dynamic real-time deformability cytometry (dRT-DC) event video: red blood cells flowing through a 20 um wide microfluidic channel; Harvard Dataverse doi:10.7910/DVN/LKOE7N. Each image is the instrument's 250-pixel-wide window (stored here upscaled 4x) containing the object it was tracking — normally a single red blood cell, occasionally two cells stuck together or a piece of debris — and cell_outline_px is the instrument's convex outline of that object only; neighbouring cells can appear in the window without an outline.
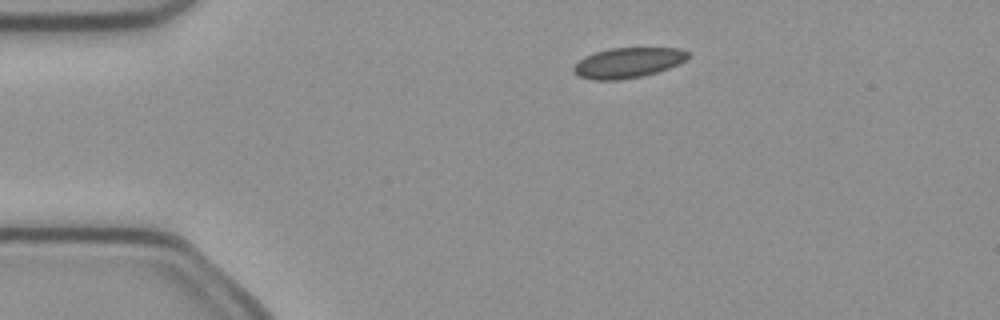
{"species": "common noctule bat (a hibernating species)", "species_latin": "Nyctalus noctula", "temperature_condition": "cold", "stored_images_in_passage": 5, "camera_frame_rate_fps": 3000, "um_per_image_px": 0.085, "animal": {"sex": "female", "body_mass_g": 21.9}, "frame": {"image": 1, "passage_image": 3, "time_ms": 0.667, "image_size_px": [1000, 320], "cell_outline_px": [[692, 56], [668, 68], [656, 72], [640, 76], [616, 80], [592, 80], [580, 76], [572, 72], [572, 68], [584, 56], [596, 52], [612, 48], [680, 48], [688, 52]], "centroid_in_image_um": [53.36, 5.33], "position_along_channel_um": 31.6, "area_um2": 19.94}}